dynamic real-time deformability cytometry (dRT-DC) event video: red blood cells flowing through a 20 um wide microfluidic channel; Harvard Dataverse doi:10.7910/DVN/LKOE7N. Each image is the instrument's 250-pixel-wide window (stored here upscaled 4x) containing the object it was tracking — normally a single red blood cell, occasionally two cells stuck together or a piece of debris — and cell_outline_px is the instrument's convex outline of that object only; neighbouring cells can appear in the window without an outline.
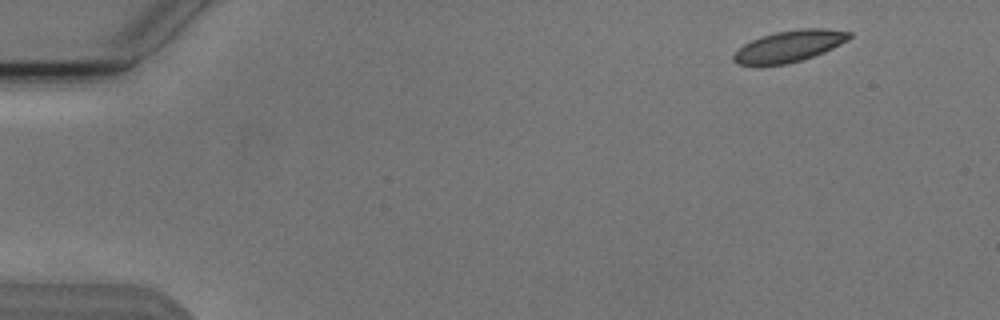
{"species": "Egyptian fruit bat (a non-hibernating species)", "species_latin": "Rousettus aegyptiacus", "temperature_condition": "cold", "stored_images_in_passage": 4, "camera_frame_rate_fps": 3000, "um_per_image_px": 0.085, "animal": {"sex": "male"}, "frame": {"image": 1, "passage_image": 1, "time_ms": 0.0, "image_size_px": [1000, 320], "cell_outline_px": [[852, 36], [848, 40], [824, 52], [800, 60], [784, 64], [760, 68], [736, 64], [732, 60], [732, 56], [744, 44], [760, 36], [776, 32], [800, 28], [828, 28], [852, 32]], "centroid_in_image_um": [67.04, 3.95], "position_along_channel_um": 18.0, "area_um2": 21.68}}